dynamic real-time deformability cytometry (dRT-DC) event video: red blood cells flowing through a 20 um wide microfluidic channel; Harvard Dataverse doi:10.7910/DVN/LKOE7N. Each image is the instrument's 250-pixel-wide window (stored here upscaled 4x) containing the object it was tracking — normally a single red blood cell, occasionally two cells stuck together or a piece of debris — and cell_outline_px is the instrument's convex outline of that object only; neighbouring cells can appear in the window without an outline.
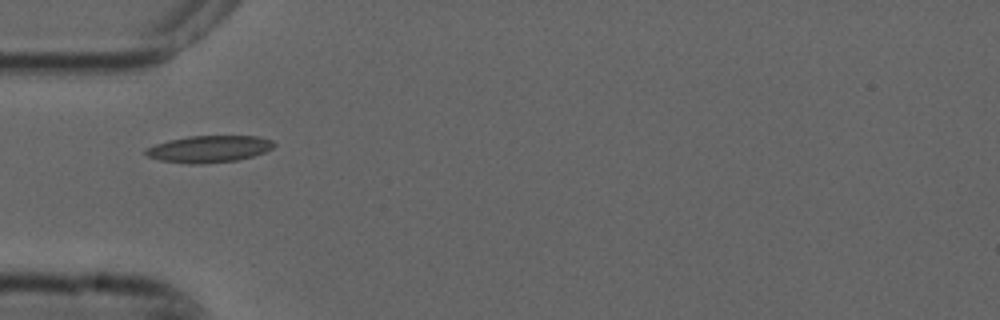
{"species": "common noctule bat (a hibernating species)", "species_latin": "Nyctalus noctula", "temperature_condition": "cold", "stored_images_in_passage": 7, "camera_frame_rate_fps": 3000, "um_per_image_px": 0.085, "animal": {"sex": "male", "forearm_length_mm": 52.5}, "frame": {"image": 1, "passage_image": 5, "time_ms": 1.333, "image_size_px": [1000, 320], "cell_outline_px": [[276, 144], [272, 148], [264, 152], [252, 156], [236, 160], [200, 164], [188, 164], [160, 160], [148, 156], [144, 152], [144, 148], [168, 140], [188, 136], [256, 136], [272, 140]], "centroid_in_image_um": [17.74, 12.66], "position_along_channel_um": 67.3, "area_um2": 20.0}}
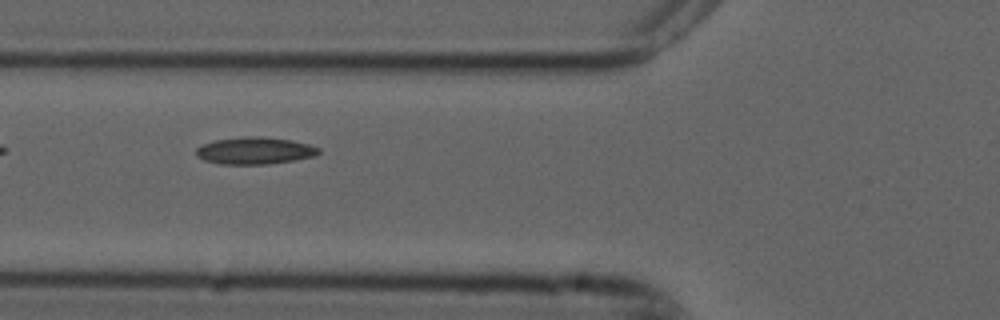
{"frame": {"image": 2, "passage_image": 6, "time_ms": 1.667, "image_size_px": [1000, 320], "cell_outline_px": [[320, 152], [316, 156], [268, 164], [220, 164], [204, 160], [196, 156], [196, 148], [200, 144], [216, 140], [248, 136], [260, 136], [288, 140], [308, 144], [320, 148]], "centroid_in_image_um": [21.62, 12.81], "position_along_channel_um": 104.2, "area_um2": 19.25}}
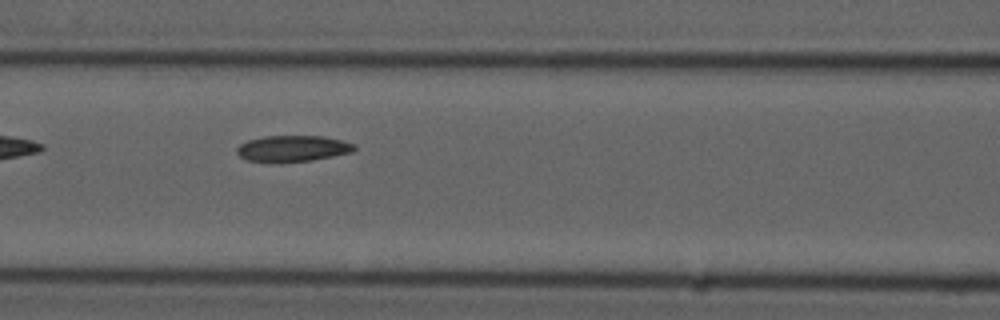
{"frame": {"image": 3, "passage_image": 7, "time_ms": 2.0, "image_size_px": [1000, 320], "cell_outline_px": [[356, 148], [352, 152], [312, 160], [280, 164], [276, 164], [248, 160], [240, 156], [236, 152], [236, 148], [240, 144], [248, 140], [264, 136], [324, 136], [356, 144]], "centroid_in_image_um": [24.85, 12.64], "position_along_channel_um": 141.8, "area_um2": 18.26}}